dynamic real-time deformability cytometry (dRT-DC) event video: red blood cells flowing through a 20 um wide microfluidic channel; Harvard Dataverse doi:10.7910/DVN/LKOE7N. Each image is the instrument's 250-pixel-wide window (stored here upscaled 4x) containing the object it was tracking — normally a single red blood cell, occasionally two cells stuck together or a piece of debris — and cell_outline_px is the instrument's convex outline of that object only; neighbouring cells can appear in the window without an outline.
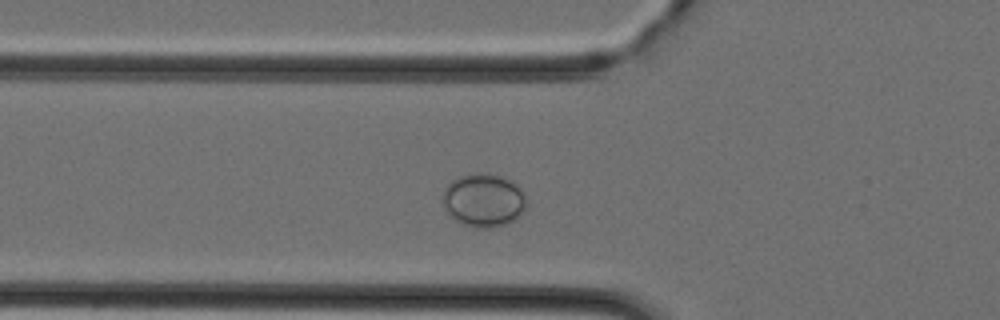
{"species": "Egyptian fruit bat (a non-hibernating species)", "species_latin": "Rousettus aegyptiacus", "temperature_condition": "cold", "stored_images_in_passage": 35, "camera_frame_rate_fps": 3000, "um_per_image_px": 0.085, "animal": {"sex": "female"}, "frame": {"image": 1, "passage_image": 5, "time_ms": 1.333, "image_size_px": [1000, 320], "cell_outline_px": [[528, 200], [524, 212], [520, 216], [504, 224], [488, 228], [476, 228], [464, 224], [448, 216], [444, 212], [444, 188], [452, 180], [460, 176], [476, 172], [488, 172], [500, 176], [516, 184], [520, 188]], "centroid_in_image_um": [41.11, 17.01], "position_along_channel_um": 84.7, "area_um2": 26.24}}
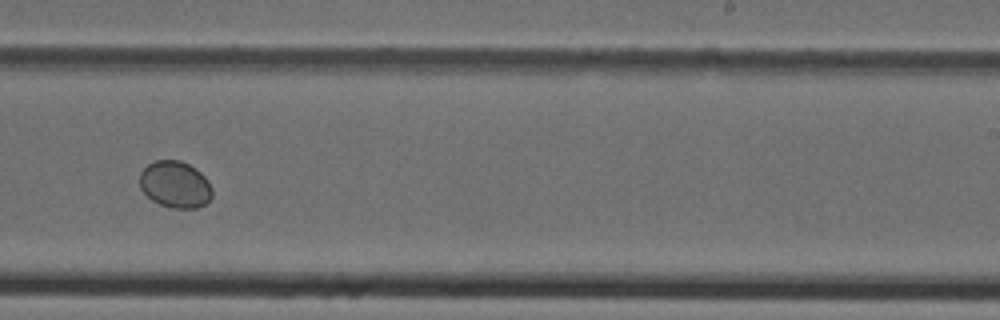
{"frame": {"image": 2, "passage_image": 18, "time_ms": 5.667, "image_size_px": [1000, 320], "cell_outline_px": [[212, 196], [204, 204], [196, 208], [172, 208], [160, 204], [152, 200], [140, 188], [140, 172], [148, 164], [156, 160], [180, 160], [196, 168], [208, 180], [212, 188]], "centroid_in_image_um": [14.89, 15.67], "position_along_channel_um": 274.1, "area_um2": 19.71}}
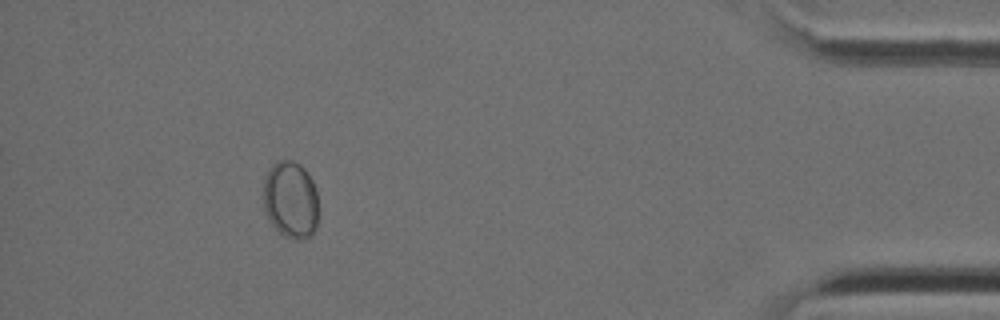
{"frame": {"image": 3, "passage_image": 31, "time_ms": 10.0, "image_size_px": [1000, 320], "cell_outline_px": [[316, 228], [308, 236], [300, 240], [296, 240], [284, 236], [272, 224], [264, 208], [264, 176], [268, 168], [276, 160], [292, 160], [300, 164], [308, 172], [316, 188]], "centroid_in_image_um": [24.68, 16.93], "position_along_channel_um": 410.5, "area_um2": 24.74}}